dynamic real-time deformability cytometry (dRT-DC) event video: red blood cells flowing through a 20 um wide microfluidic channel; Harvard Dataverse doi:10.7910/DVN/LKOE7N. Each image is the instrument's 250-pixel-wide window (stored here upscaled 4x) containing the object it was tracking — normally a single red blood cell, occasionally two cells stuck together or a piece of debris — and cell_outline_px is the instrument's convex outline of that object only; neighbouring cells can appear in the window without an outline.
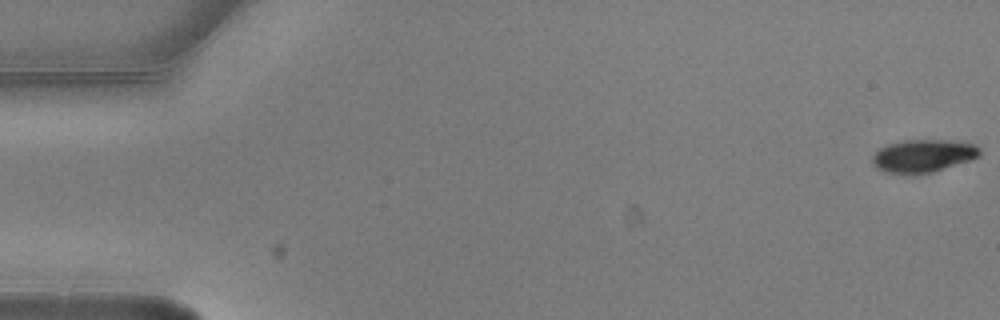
{"species": "common noctule bat (a hibernating species)", "species_latin": "Nyctalus noctula", "temperature_condition": "warm", "stored_images_in_passage": 6, "camera_frame_rate_fps": 3000, "um_per_image_px": 0.085, "animal": {"sex": "male", "body_mass_g": 20.5, "forearm_length_mm": 52.5}, "frame": {"image": 1, "passage_image": 1, "time_ms": 0.0, "image_size_px": [1000, 320], "cell_outline_px": [[980, 156], [972, 160], [932, 172], [912, 176], [884, 172], [876, 168], [872, 164], [872, 156], [880, 148], [888, 144], [904, 140], [948, 140], [976, 144], [980, 148]], "centroid_in_image_um": [78.46, 13.27], "position_along_channel_um": 6.5, "area_um2": 20.98}}
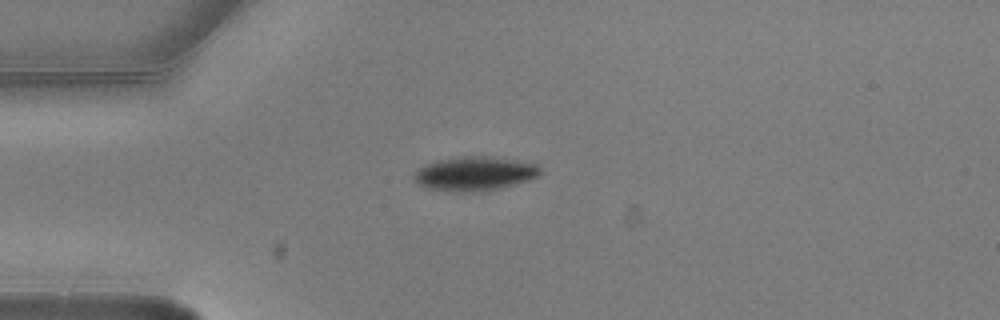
{"frame": {"image": 2, "passage_image": 5, "time_ms": 1.333, "image_size_px": [1000, 320], "cell_outline_px": [[540, 172], [536, 176], [528, 180], [488, 192], [448, 192], [424, 188], [412, 176], [424, 164], [436, 160], [464, 156], [492, 156], [516, 160], [536, 164], [540, 168]], "centroid_in_image_um": [40.31, 14.77], "position_along_channel_um": 44.7, "area_um2": 25.37}}